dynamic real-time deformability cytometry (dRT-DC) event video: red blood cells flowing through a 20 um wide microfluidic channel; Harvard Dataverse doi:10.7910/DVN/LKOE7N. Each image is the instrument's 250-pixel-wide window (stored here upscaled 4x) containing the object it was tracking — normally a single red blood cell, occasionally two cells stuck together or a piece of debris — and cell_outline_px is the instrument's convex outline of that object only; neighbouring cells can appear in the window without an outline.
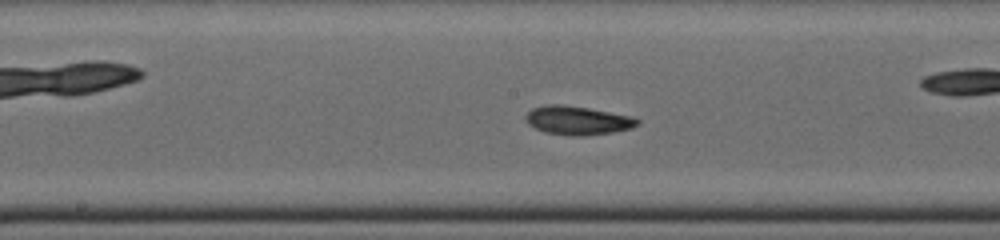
{"species": "common noctule bat (a hibernating species)", "species_latin": "Nyctalus noctula", "temperature_condition": "cold", "stored_images_in_passage": 40, "camera_frame_rate_fps": 3000, "um_per_image_px": 0.085, "animal": {"sex": "male", "body_mass_g": 19.0, "forearm_length_mm": 50.8}, "frame": {"image": 1, "passage_image": 18, "time_ms": 5.667, "image_size_px": [1000, 240], "cell_outline_px": [[640, 124], [632, 128], [612, 132], [584, 136], [568, 136], [544, 132], [528, 124], [524, 120], [524, 116], [532, 108], [548, 104], [560, 104], [588, 108], [632, 116], [640, 120]], "centroid_in_image_um": [49.08, 10.24], "position_along_channel_um": 199.1, "area_um2": 18.84}}